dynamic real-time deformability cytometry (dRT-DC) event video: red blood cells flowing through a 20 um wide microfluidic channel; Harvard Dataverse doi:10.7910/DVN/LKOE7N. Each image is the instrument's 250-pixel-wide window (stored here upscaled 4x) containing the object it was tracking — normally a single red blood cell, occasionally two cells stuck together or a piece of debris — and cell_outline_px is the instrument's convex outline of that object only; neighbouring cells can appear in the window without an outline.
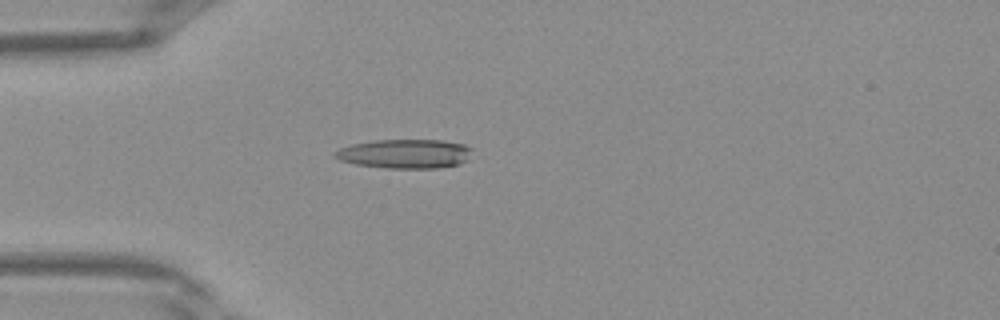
{"species": "Egyptian fruit bat (a non-hibernating species)", "species_latin": "Rousettus aegyptiacus", "temperature_condition": "warm", "stored_images_in_passage": 30, "camera_frame_rate_fps": 3000, "um_per_image_px": 0.085, "frame": {"image": 1, "passage_image": 1, "time_ms": 0.0, "image_size_px": [1000, 320], "cell_outline_px": [[472, 148], [468, 160], [460, 164], [440, 168], [384, 168], [356, 164], [340, 160], [332, 156], [332, 152], [340, 148], [352, 144], [372, 140], [440, 140], [464, 144]], "centroid_in_image_um": [34.41, 13.07], "position_along_channel_um": 50.6, "area_um2": 23.52}}
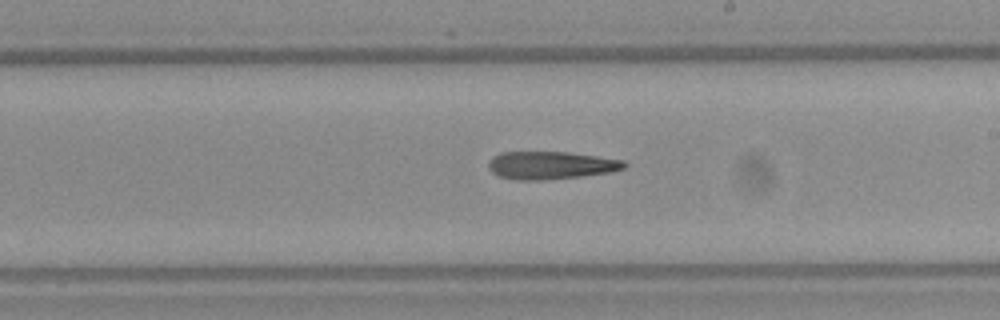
{"frame": {"image": 2, "passage_image": 13, "time_ms": 4.0, "image_size_px": [1000, 320], "cell_outline_px": [[628, 164], [624, 168], [608, 172], [580, 176], [544, 180], [516, 180], [500, 176], [492, 172], [488, 168], [488, 164], [492, 156], [500, 152], [568, 152], [624, 160]], "centroid_in_image_um": [46.79, 14.04], "position_along_channel_um": 242.2, "area_um2": 21.91}}
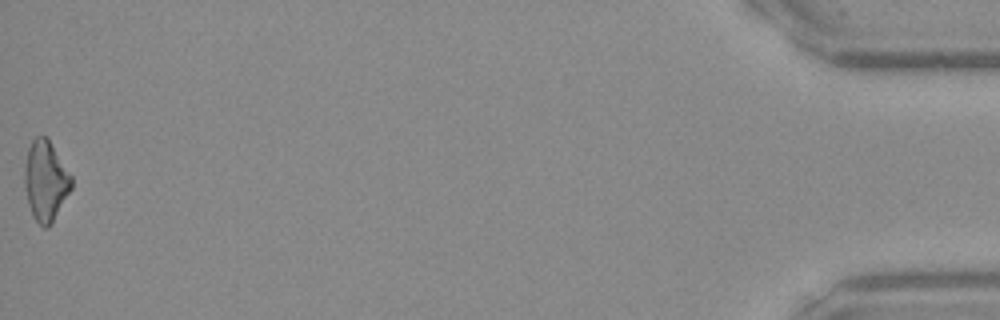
{"frame": {"image": 3, "passage_image": 30, "time_ms": 9.667, "image_size_px": [1000, 320], "cell_outline_px": [[72, 188], [52, 224], [48, 228], [44, 228], [32, 216], [28, 204], [24, 188], [24, 168], [28, 148], [32, 140], [36, 136], [48, 136], [72, 176]], "centroid_in_image_um": [3.88, 15.37], "position_along_channel_um": 431.3, "area_um2": 22.31}}